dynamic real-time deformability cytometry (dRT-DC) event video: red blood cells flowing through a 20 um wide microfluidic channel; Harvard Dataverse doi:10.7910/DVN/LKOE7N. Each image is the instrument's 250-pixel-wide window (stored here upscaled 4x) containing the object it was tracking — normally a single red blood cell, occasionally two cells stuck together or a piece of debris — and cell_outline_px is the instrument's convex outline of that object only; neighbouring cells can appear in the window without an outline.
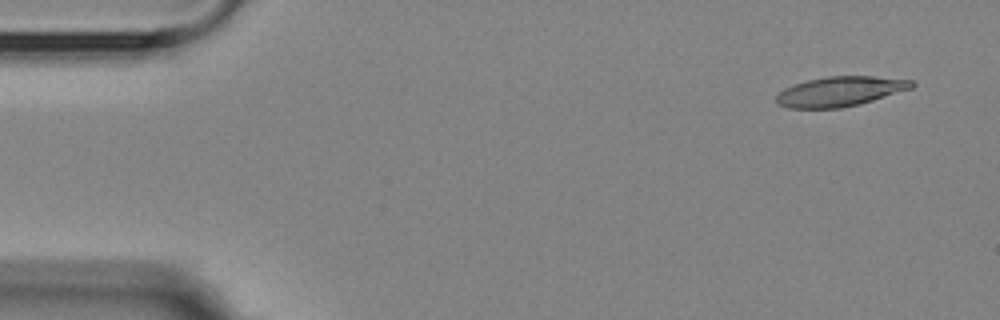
{"species": "Egyptian fruit bat (a non-hibernating species)", "species_latin": "Rousettus aegyptiacus", "temperature_condition": "room temperature", "stored_images_in_passage": 4, "camera_frame_rate_fps": 3000, "um_per_image_px": 0.085, "animal": {"sex": "female"}, "frame": {"image": 1, "passage_image": 1, "time_ms": 0.0, "image_size_px": [1000, 320], "cell_outline_px": [[916, 84], [912, 88], [860, 104], [840, 108], [788, 108], [776, 104], [776, 96], [784, 88], [808, 80], [828, 76], [872, 76], [912, 80]], "centroid_in_image_um": [71.4, 7.77], "position_along_channel_um": 13.6, "area_um2": 23.41}}